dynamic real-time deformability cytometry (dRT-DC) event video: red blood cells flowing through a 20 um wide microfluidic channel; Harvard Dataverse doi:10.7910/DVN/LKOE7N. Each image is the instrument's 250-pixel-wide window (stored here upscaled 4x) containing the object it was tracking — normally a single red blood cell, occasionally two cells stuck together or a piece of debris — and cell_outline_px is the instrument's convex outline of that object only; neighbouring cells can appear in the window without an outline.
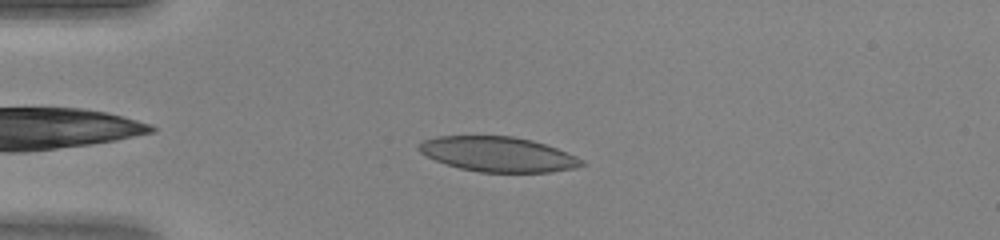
{"species": "human", "species_latin": "Homo sapiens", "temperature_condition": "warm", "stored_images_in_passage": 39, "camera_frame_rate_fps": 3000, "um_per_image_px": 0.085, "donor": {"sex": "female"}, "frame": {"image": 1, "passage_image": 5, "time_ms": 1.333, "image_size_px": [1000, 240], "cell_outline_px": [[588, 164], [576, 168], [552, 172], [480, 172], [460, 168], [436, 160], [420, 152], [416, 148], [424, 140], [436, 136], [512, 136], [532, 140], [556, 148], [576, 156], [584, 160]], "centroid_in_image_um": [42.38, 13.11], "position_along_channel_um": 42.6, "area_um2": 33.06}}
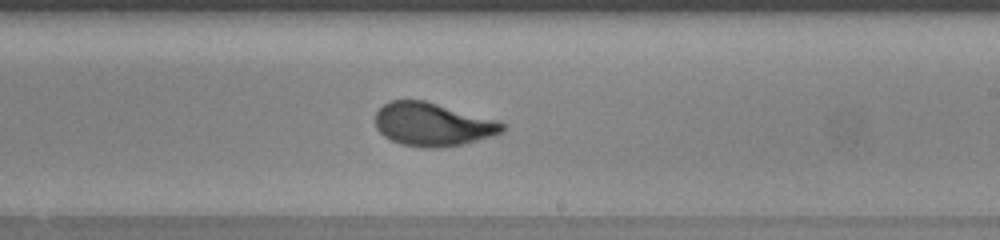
{"frame": {"image": 2, "passage_image": 21, "time_ms": 6.667, "image_size_px": [1000, 240], "cell_outline_px": [[504, 132], [496, 136], [464, 144], [436, 148], [424, 148], [404, 144], [392, 140], [384, 136], [376, 128], [376, 112], [384, 104], [392, 100], [424, 100], [500, 120], [504, 124]], "centroid_in_image_um": [36.84, 10.57], "position_along_channel_um": 252.2, "area_um2": 32.31}}
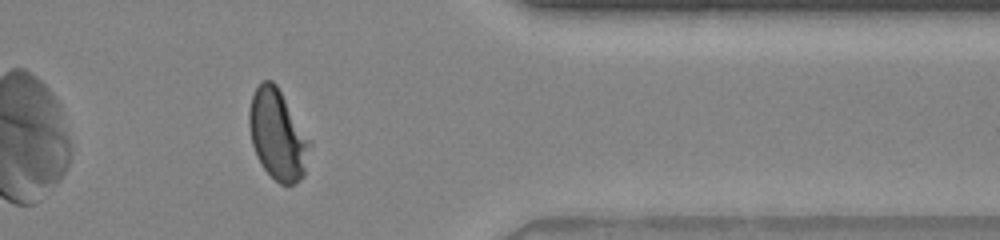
{"frame": {"image": 3, "passage_image": 31, "time_ms": 10.0, "image_size_px": [1000, 240], "cell_outline_px": [[312, 144], [304, 176], [300, 180], [292, 184], [280, 184], [264, 168], [252, 144], [248, 124], [248, 112], [252, 96], [256, 88], [264, 80], [272, 80], [276, 84]], "centroid_in_image_um": [23.6, 11.46], "position_along_channel_um": 387.8, "area_um2": 31.44}}